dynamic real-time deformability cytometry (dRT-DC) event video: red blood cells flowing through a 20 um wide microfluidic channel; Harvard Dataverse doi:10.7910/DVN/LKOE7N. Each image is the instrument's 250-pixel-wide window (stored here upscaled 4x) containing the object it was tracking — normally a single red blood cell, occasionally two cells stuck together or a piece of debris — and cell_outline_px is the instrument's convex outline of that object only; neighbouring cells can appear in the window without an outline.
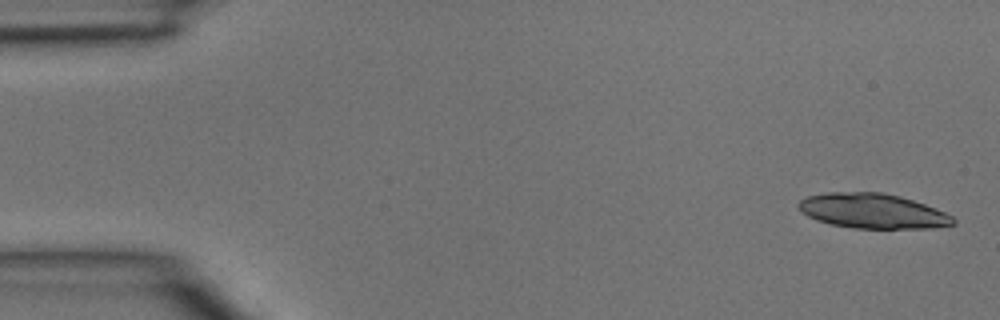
{"species": "common noctule bat (a hibernating species)", "species_latin": "Nyctalus noctula", "temperature_condition": "room temperature", "stored_images_in_passage": 2, "camera_frame_rate_fps": 3000, "um_per_image_px": 0.085, "animal": {"sex": "male", "body_mass_g": 15.6}, "frame": {"image": 1, "passage_image": 1, "time_ms": 0.0, "image_size_px": [1000, 320], "cell_outline_px": [[956, 224], [932, 228], [852, 228], [832, 224], [816, 220], [808, 216], [796, 204], [800, 200], [808, 196], [828, 192], [880, 192], [900, 196], [936, 208], [952, 216], [956, 220]], "centroid_in_image_um": [74.19, 17.93], "position_along_channel_um": 10.8, "area_um2": 31.27}}